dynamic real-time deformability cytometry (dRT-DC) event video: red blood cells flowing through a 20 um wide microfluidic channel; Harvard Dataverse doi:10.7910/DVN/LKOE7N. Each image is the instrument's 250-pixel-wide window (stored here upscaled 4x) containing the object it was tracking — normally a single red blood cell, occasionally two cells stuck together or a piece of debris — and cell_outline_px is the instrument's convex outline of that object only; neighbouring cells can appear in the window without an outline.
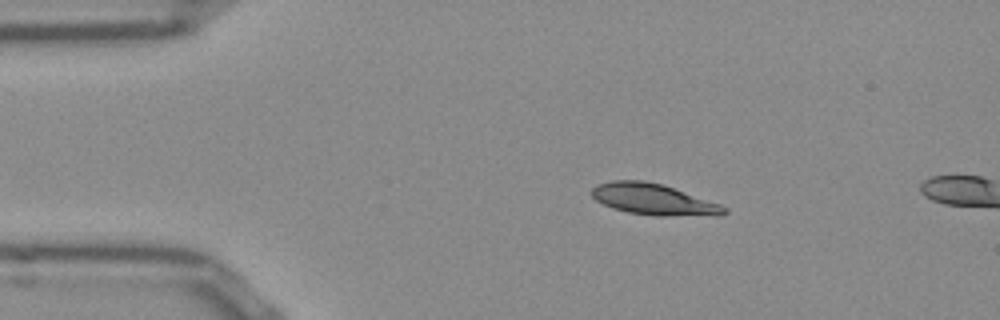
{"species": "Egyptian fruit bat (a non-hibernating species)", "species_latin": "Rousettus aegyptiacus", "temperature_condition": "room temperature", "stored_images_in_passage": 3, "camera_frame_rate_fps": 3000, "um_per_image_px": 0.085, "frame": {"image": 1, "passage_image": 1, "time_ms": 0.0, "image_size_px": [1000, 320], "cell_outline_px": [[728, 212], [724, 216], [656, 216], [628, 212], [612, 208], [596, 200], [588, 192], [592, 188], [600, 184], [612, 180], [644, 180], [660, 184], [720, 204], [728, 208]], "centroid_in_image_um": [55.57, 16.97], "position_along_channel_um": 29.4, "area_um2": 24.1}}